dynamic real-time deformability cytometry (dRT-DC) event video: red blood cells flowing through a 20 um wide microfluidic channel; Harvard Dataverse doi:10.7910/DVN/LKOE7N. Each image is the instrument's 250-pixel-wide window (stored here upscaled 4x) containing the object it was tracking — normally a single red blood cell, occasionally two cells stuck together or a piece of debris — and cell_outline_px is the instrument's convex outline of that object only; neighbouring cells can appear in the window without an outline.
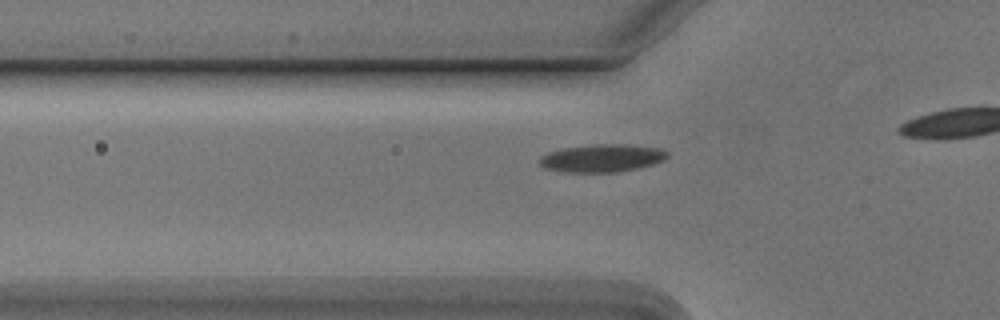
{"species": "Egyptian fruit bat (a non-hibernating species)", "species_latin": "Rousettus aegyptiacus", "temperature_condition": "cold", "stored_images_in_passage": 16, "camera_frame_rate_fps": 3000, "um_per_image_px": 0.085, "animal": {"sex": "male"}, "frame": {"image": 1, "passage_image": 10, "time_ms": 3.0, "image_size_px": [1000, 320], "cell_outline_px": [[668, 156], [664, 160], [652, 164], [636, 168], [616, 172], [564, 172], [544, 168], [536, 160], [540, 156], [548, 152], [564, 148], [596, 144], [624, 144], [660, 148], [668, 152]], "centroid_in_image_um": [51.13, 13.44], "position_along_channel_um": 74.7, "area_um2": 20.69}}
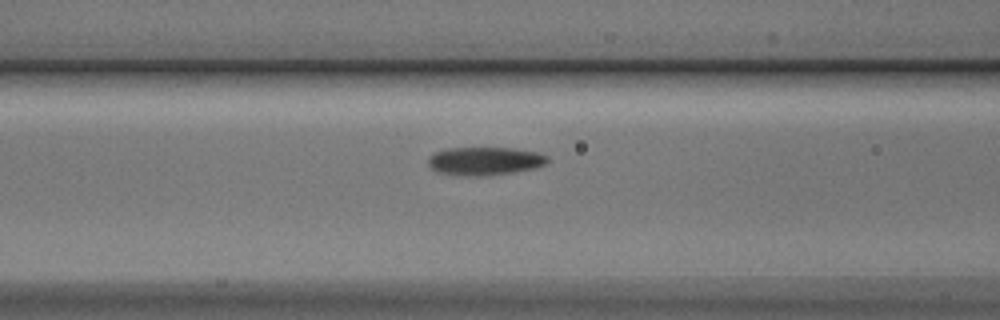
{"frame": {"image": 2, "passage_image": 14, "time_ms": 4.333, "image_size_px": [1000, 320], "cell_outline_px": [[548, 160], [544, 164], [532, 168], [512, 172], [484, 176], [468, 176], [436, 172], [428, 164], [428, 156], [436, 152], [448, 148], [512, 148], [536, 152], [548, 156]], "centroid_in_image_um": [41.16, 13.69], "position_along_channel_um": 125.4, "area_um2": 19.42}}